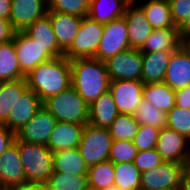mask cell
<instances>
[{"instance_id": "cell-4", "label": "cell", "mask_w": 190, "mask_h": 190, "mask_svg": "<svg viewBox=\"0 0 190 190\" xmlns=\"http://www.w3.org/2000/svg\"><path fill=\"white\" fill-rule=\"evenodd\" d=\"M26 182H47L54 172L53 152L44 145L30 144L15 138Z\"/></svg>"}, {"instance_id": "cell-48", "label": "cell", "mask_w": 190, "mask_h": 190, "mask_svg": "<svg viewBox=\"0 0 190 190\" xmlns=\"http://www.w3.org/2000/svg\"><path fill=\"white\" fill-rule=\"evenodd\" d=\"M178 30L182 41H184L190 35V14L178 27Z\"/></svg>"}, {"instance_id": "cell-19", "label": "cell", "mask_w": 190, "mask_h": 190, "mask_svg": "<svg viewBox=\"0 0 190 190\" xmlns=\"http://www.w3.org/2000/svg\"><path fill=\"white\" fill-rule=\"evenodd\" d=\"M23 32L54 58L64 56V51L59 47L58 37L54 34L50 17L47 14L30 24Z\"/></svg>"}, {"instance_id": "cell-37", "label": "cell", "mask_w": 190, "mask_h": 190, "mask_svg": "<svg viewBox=\"0 0 190 190\" xmlns=\"http://www.w3.org/2000/svg\"><path fill=\"white\" fill-rule=\"evenodd\" d=\"M166 119V127L184 135L190 141V109H183L175 105L166 113Z\"/></svg>"}, {"instance_id": "cell-40", "label": "cell", "mask_w": 190, "mask_h": 190, "mask_svg": "<svg viewBox=\"0 0 190 190\" xmlns=\"http://www.w3.org/2000/svg\"><path fill=\"white\" fill-rule=\"evenodd\" d=\"M164 160L155 148L138 151L133 161L134 165L139 169L141 173L154 169L162 164Z\"/></svg>"}, {"instance_id": "cell-39", "label": "cell", "mask_w": 190, "mask_h": 190, "mask_svg": "<svg viewBox=\"0 0 190 190\" xmlns=\"http://www.w3.org/2000/svg\"><path fill=\"white\" fill-rule=\"evenodd\" d=\"M160 129L150 125H139L138 132L132 142L138 151L156 148Z\"/></svg>"}, {"instance_id": "cell-26", "label": "cell", "mask_w": 190, "mask_h": 190, "mask_svg": "<svg viewBox=\"0 0 190 190\" xmlns=\"http://www.w3.org/2000/svg\"><path fill=\"white\" fill-rule=\"evenodd\" d=\"M145 13L153 30L176 27L171 18L168 0H134ZM145 1V2H144Z\"/></svg>"}, {"instance_id": "cell-10", "label": "cell", "mask_w": 190, "mask_h": 190, "mask_svg": "<svg viewBox=\"0 0 190 190\" xmlns=\"http://www.w3.org/2000/svg\"><path fill=\"white\" fill-rule=\"evenodd\" d=\"M185 164L164 161L158 167L141 173L140 190H166L180 187Z\"/></svg>"}, {"instance_id": "cell-32", "label": "cell", "mask_w": 190, "mask_h": 190, "mask_svg": "<svg viewBox=\"0 0 190 190\" xmlns=\"http://www.w3.org/2000/svg\"><path fill=\"white\" fill-rule=\"evenodd\" d=\"M114 185L121 190H140L141 172L133 162L114 164Z\"/></svg>"}, {"instance_id": "cell-20", "label": "cell", "mask_w": 190, "mask_h": 190, "mask_svg": "<svg viewBox=\"0 0 190 190\" xmlns=\"http://www.w3.org/2000/svg\"><path fill=\"white\" fill-rule=\"evenodd\" d=\"M85 125L57 121L47 147L54 153L60 150L78 148Z\"/></svg>"}, {"instance_id": "cell-50", "label": "cell", "mask_w": 190, "mask_h": 190, "mask_svg": "<svg viewBox=\"0 0 190 190\" xmlns=\"http://www.w3.org/2000/svg\"><path fill=\"white\" fill-rule=\"evenodd\" d=\"M102 190H121L120 188L116 187L115 185L114 186H111L109 188H106V189H102Z\"/></svg>"}, {"instance_id": "cell-34", "label": "cell", "mask_w": 190, "mask_h": 190, "mask_svg": "<svg viewBox=\"0 0 190 190\" xmlns=\"http://www.w3.org/2000/svg\"><path fill=\"white\" fill-rule=\"evenodd\" d=\"M50 190H85L88 188L87 175L53 172L46 182Z\"/></svg>"}, {"instance_id": "cell-33", "label": "cell", "mask_w": 190, "mask_h": 190, "mask_svg": "<svg viewBox=\"0 0 190 190\" xmlns=\"http://www.w3.org/2000/svg\"><path fill=\"white\" fill-rule=\"evenodd\" d=\"M139 125H150L157 129H163L167 126L166 113L158 110L144 98L133 114Z\"/></svg>"}, {"instance_id": "cell-8", "label": "cell", "mask_w": 190, "mask_h": 190, "mask_svg": "<svg viewBox=\"0 0 190 190\" xmlns=\"http://www.w3.org/2000/svg\"><path fill=\"white\" fill-rule=\"evenodd\" d=\"M142 63V52L133 48L120 52L105 61L111 81H142Z\"/></svg>"}, {"instance_id": "cell-25", "label": "cell", "mask_w": 190, "mask_h": 190, "mask_svg": "<svg viewBox=\"0 0 190 190\" xmlns=\"http://www.w3.org/2000/svg\"><path fill=\"white\" fill-rule=\"evenodd\" d=\"M132 0H90L88 17L101 24L122 18Z\"/></svg>"}, {"instance_id": "cell-42", "label": "cell", "mask_w": 190, "mask_h": 190, "mask_svg": "<svg viewBox=\"0 0 190 190\" xmlns=\"http://www.w3.org/2000/svg\"><path fill=\"white\" fill-rule=\"evenodd\" d=\"M16 32L10 20L0 19V44L14 40Z\"/></svg>"}, {"instance_id": "cell-11", "label": "cell", "mask_w": 190, "mask_h": 190, "mask_svg": "<svg viewBox=\"0 0 190 190\" xmlns=\"http://www.w3.org/2000/svg\"><path fill=\"white\" fill-rule=\"evenodd\" d=\"M56 122V118L42 106L32 119L15 133V137L26 143L47 146Z\"/></svg>"}, {"instance_id": "cell-35", "label": "cell", "mask_w": 190, "mask_h": 190, "mask_svg": "<svg viewBox=\"0 0 190 190\" xmlns=\"http://www.w3.org/2000/svg\"><path fill=\"white\" fill-rule=\"evenodd\" d=\"M138 128L139 123L133 115L119 114L108 130L113 140L132 141Z\"/></svg>"}, {"instance_id": "cell-21", "label": "cell", "mask_w": 190, "mask_h": 190, "mask_svg": "<svg viewBox=\"0 0 190 190\" xmlns=\"http://www.w3.org/2000/svg\"><path fill=\"white\" fill-rule=\"evenodd\" d=\"M47 15L50 17L54 34L58 37L59 47L65 51L77 36L82 17L56 11H47Z\"/></svg>"}, {"instance_id": "cell-45", "label": "cell", "mask_w": 190, "mask_h": 190, "mask_svg": "<svg viewBox=\"0 0 190 190\" xmlns=\"http://www.w3.org/2000/svg\"><path fill=\"white\" fill-rule=\"evenodd\" d=\"M10 190H50L46 182H26Z\"/></svg>"}, {"instance_id": "cell-28", "label": "cell", "mask_w": 190, "mask_h": 190, "mask_svg": "<svg viewBox=\"0 0 190 190\" xmlns=\"http://www.w3.org/2000/svg\"><path fill=\"white\" fill-rule=\"evenodd\" d=\"M143 98L165 113L175 106V90L164 82L144 84Z\"/></svg>"}, {"instance_id": "cell-51", "label": "cell", "mask_w": 190, "mask_h": 190, "mask_svg": "<svg viewBox=\"0 0 190 190\" xmlns=\"http://www.w3.org/2000/svg\"><path fill=\"white\" fill-rule=\"evenodd\" d=\"M166 190H181L180 187H175V188H172V189H166Z\"/></svg>"}, {"instance_id": "cell-5", "label": "cell", "mask_w": 190, "mask_h": 190, "mask_svg": "<svg viewBox=\"0 0 190 190\" xmlns=\"http://www.w3.org/2000/svg\"><path fill=\"white\" fill-rule=\"evenodd\" d=\"M112 137L106 128L84 126L78 149L88 167L109 159Z\"/></svg>"}, {"instance_id": "cell-1", "label": "cell", "mask_w": 190, "mask_h": 190, "mask_svg": "<svg viewBox=\"0 0 190 190\" xmlns=\"http://www.w3.org/2000/svg\"><path fill=\"white\" fill-rule=\"evenodd\" d=\"M25 80L28 88L44 102L71 86L70 60L61 56L39 64L25 76Z\"/></svg>"}, {"instance_id": "cell-47", "label": "cell", "mask_w": 190, "mask_h": 190, "mask_svg": "<svg viewBox=\"0 0 190 190\" xmlns=\"http://www.w3.org/2000/svg\"><path fill=\"white\" fill-rule=\"evenodd\" d=\"M181 190H190V164L184 166L180 182Z\"/></svg>"}, {"instance_id": "cell-30", "label": "cell", "mask_w": 190, "mask_h": 190, "mask_svg": "<svg viewBox=\"0 0 190 190\" xmlns=\"http://www.w3.org/2000/svg\"><path fill=\"white\" fill-rule=\"evenodd\" d=\"M27 88L25 78L0 82V124H3L8 119L17 99L21 97Z\"/></svg>"}, {"instance_id": "cell-22", "label": "cell", "mask_w": 190, "mask_h": 190, "mask_svg": "<svg viewBox=\"0 0 190 190\" xmlns=\"http://www.w3.org/2000/svg\"><path fill=\"white\" fill-rule=\"evenodd\" d=\"M119 115L116 104L109 90L89 105L88 123L108 129Z\"/></svg>"}, {"instance_id": "cell-36", "label": "cell", "mask_w": 190, "mask_h": 190, "mask_svg": "<svg viewBox=\"0 0 190 190\" xmlns=\"http://www.w3.org/2000/svg\"><path fill=\"white\" fill-rule=\"evenodd\" d=\"M90 0H47L48 11L86 17Z\"/></svg>"}, {"instance_id": "cell-43", "label": "cell", "mask_w": 190, "mask_h": 190, "mask_svg": "<svg viewBox=\"0 0 190 190\" xmlns=\"http://www.w3.org/2000/svg\"><path fill=\"white\" fill-rule=\"evenodd\" d=\"M15 138L14 132L10 131L3 124H0V156L14 143Z\"/></svg>"}, {"instance_id": "cell-38", "label": "cell", "mask_w": 190, "mask_h": 190, "mask_svg": "<svg viewBox=\"0 0 190 190\" xmlns=\"http://www.w3.org/2000/svg\"><path fill=\"white\" fill-rule=\"evenodd\" d=\"M137 152L138 150L132 141L113 140L108 160L113 164L133 162Z\"/></svg>"}, {"instance_id": "cell-41", "label": "cell", "mask_w": 190, "mask_h": 190, "mask_svg": "<svg viewBox=\"0 0 190 190\" xmlns=\"http://www.w3.org/2000/svg\"><path fill=\"white\" fill-rule=\"evenodd\" d=\"M171 18L176 27H179L190 14V0H168Z\"/></svg>"}, {"instance_id": "cell-44", "label": "cell", "mask_w": 190, "mask_h": 190, "mask_svg": "<svg viewBox=\"0 0 190 190\" xmlns=\"http://www.w3.org/2000/svg\"><path fill=\"white\" fill-rule=\"evenodd\" d=\"M175 105L183 109H190V85L175 91Z\"/></svg>"}, {"instance_id": "cell-18", "label": "cell", "mask_w": 190, "mask_h": 190, "mask_svg": "<svg viewBox=\"0 0 190 190\" xmlns=\"http://www.w3.org/2000/svg\"><path fill=\"white\" fill-rule=\"evenodd\" d=\"M123 17L126 19L130 48L140 49L153 31L143 9L132 0Z\"/></svg>"}, {"instance_id": "cell-49", "label": "cell", "mask_w": 190, "mask_h": 190, "mask_svg": "<svg viewBox=\"0 0 190 190\" xmlns=\"http://www.w3.org/2000/svg\"><path fill=\"white\" fill-rule=\"evenodd\" d=\"M183 45L190 50V35L183 41Z\"/></svg>"}, {"instance_id": "cell-12", "label": "cell", "mask_w": 190, "mask_h": 190, "mask_svg": "<svg viewBox=\"0 0 190 190\" xmlns=\"http://www.w3.org/2000/svg\"><path fill=\"white\" fill-rule=\"evenodd\" d=\"M14 45L21 72L26 76L39 64L50 61L54 57L23 31H17Z\"/></svg>"}, {"instance_id": "cell-24", "label": "cell", "mask_w": 190, "mask_h": 190, "mask_svg": "<svg viewBox=\"0 0 190 190\" xmlns=\"http://www.w3.org/2000/svg\"><path fill=\"white\" fill-rule=\"evenodd\" d=\"M183 45L178 27L153 30L139 49L141 52L178 50Z\"/></svg>"}, {"instance_id": "cell-23", "label": "cell", "mask_w": 190, "mask_h": 190, "mask_svg": "<svg viewBox=\"0 0 190 190\" xmlns=\"http://www.w3.org/2000/svg\"><path fill=\"white\" fill-rule=\"evenodd\" d=\"M172 53L171 51L142 52L144 84L163 82Z\"/></svg>"}, {"instance_id": "cell-14", "label": "cell", "mask_w": 190, "mask_h": 190, "mask_svg": "<svg viewBox=\"0 0 190 190\" xmlns=\"http://www.w3.org/2000/svg\"><path fill=\"white\" fill-rule=\"evenodd\" d=\"M26 183L22 161L14 142L0 156V190H10Z\"/></svg>"}, {"instance_id": "cell-15", "label": "cell", "mask_w": 190, "mask_h": 190, "mask_svg": "<svg viewBox=\"0 0 190 190\" xmlns=\"http://www.w3.org/2000/svg\"><path fill=\"white\" fill-rule=\"evenodd\" d=\"M42 106L43 102L38 95L33 90L27 88L21 97L17 99L8 119L3 125L10 131L17 133Z\"/></svg>"}, {"instance_id": "cell-3", "label": "cell", "mask_w": 190, "mask_h": 190, "mask_svg": "<svg viewBox=\"0 0 190 190\" xmlns=\"http://www.w3.org/2000/svg\"><path fill=\"white\" fill-rule=\"evenodd\" d=\"M43 106L59 122L88 124L89 105L72 86L49 97L43 102Z\"/></svg>"}, {"instance_id": "cell-16", "label": "cell", "mask_w": 190, "mask_h": 190, "mask_svg": "<svg viewBox=\"0 0 190 190\" xmlns=\"http://www.w3.org/2000/svg\"><path fill=\"white\" fill-rule=\"evenodd\" d=\"M47 11V0H12L9 20L16 31H24Z\"/></svg>"}, {"instance_id": "cell-9", "label": "cell", "mask_w": 190, "mask_h": 190, "mask_svg": "<svg viewBox=\"0 0 190 190\" xmlns=\"http://www.w3.org/2000/svg\"><path fill=\"white\" fill-rule=\"evenodd\" d=\"M155 149L166 162L190 164V141L175 130L161 129Z\"/></svg>"}, {"instance_id": "cell-7", "label": "cell", "mask_w": 190, "mask_h": 190, "mask_svg": "<svg viewBox=\"0 0 190 190\" xmlns=\"http://www.w3.org/2000/svg\"><path fill=\"white\" fill-rule=\"evenodd\" d=\"M130 49L126 19L124 17L104 24L102 37L94 58L107 61L116 54Z\"/></svg>"}, {"instance_id": "cell-31", "label": "cell", "mask_w": 190, "mask_h": 190, "mask_svg": "<svg viewBox=\"0 0 190 190\" xmlns=\"http://www.w3.org/2000/svg\"><path fill=\"white\" fill-rule=\"evenodd\" d=\"M114 173V164L110 160L90 166L87 175L88 187L92 190H102L114 186Z\"/></svg>"}, {"instance_id": "cell-46", "label": "cell", "mask_w": 190, "mask_h": 190, "mask_svg": "<svg viewBox=\"0 0 190 190\" xmlns=\"http://www.w3.org/2000/svg\"><path fill=\"white\" fill-rule=\"evenodd\" d=\"M12 0H0V19L9 20Z\"/></svg>"}, {"instance_id": "cell-17", "label": "cell", "mask_w": 190, "mask_h": 190, "mask_svg": "<svg viewBox=\"0 0 190 190\" xmlns=\"http://www.w3.org/2000/svg\"><path fill=\"white\" fill-rule=\"evenodd\" d=\"M163 82L175 91L190 85V50L184 45L172 53Z\"/></svg>"}, {"instance_id": "cell-2", "label": "cell", "mask_w": 190, "mask_h": 190, "mask_svg": "<svg viewBox=\"0 0 190 190\" xmlns=\"http://www.w3.org/2000/svg\"><path fill=\"white\" fill-rule=\"evenodd\" d=\"M70 64L71 86L88 105L109 90L111 79L105 62L96 58H77L70 60Z\"/></svg>"}, {"instance_id": "cell-6", "label": "cell", "mask_w": 190, "mask_h": 190, "mask_svg": "<svg viewBox=\"0 0 190 190\" xmlns=\"http://www.w3.org/2000/svg\"><path fill=\"white\" fill-rule=\"evenodd\" d=\"M104 24L98 23L86 16L82 18L77 36L64 51L69 60L77 58H94L102 37Z\"/></svg>"}, {"instance_id": "cell-29", "label": "cell", "mask_w": 190, "mask_h": 190, "mask_svg": "<svg viewBox=\"0 0 190 190\" xmlns=\"http://www.w3.org/2000/svg\"><path fill=\"white\" fill-rule=\"evenodd\" d=\"M21 72L14 40L0 44V82L24 79Z\"/></svg>"}, {"instance_id": "cell-13", "label": "cell", "mask_w": 190, "mask_h": 190, "mask_svg": "<svg viewBox=\"0 0 190 190\" xmlns=\"http://www.w3.org/2000/svg\"><path fill=\"white\" fill-rule=\"evenodd\" d=\"M144 83L135 80H114L109 92L119 114L133 115L143 99Z\"/></svg>"}, {"instance_id": "cell-27", "label": "cell", "mask_w": 190, "mask_h": 190, "mask_svg": "<svg viewBox=\"0 0 190 190\" xmlns=\"http://www.w3.org/2000/svg\"><path fill=\"white\" fill-rule=\"evenodd\" d=\"M53 162L54 172L88 175L89 167L84 162L78 148L54 152Z\"/></svg>"}]
</instances>
